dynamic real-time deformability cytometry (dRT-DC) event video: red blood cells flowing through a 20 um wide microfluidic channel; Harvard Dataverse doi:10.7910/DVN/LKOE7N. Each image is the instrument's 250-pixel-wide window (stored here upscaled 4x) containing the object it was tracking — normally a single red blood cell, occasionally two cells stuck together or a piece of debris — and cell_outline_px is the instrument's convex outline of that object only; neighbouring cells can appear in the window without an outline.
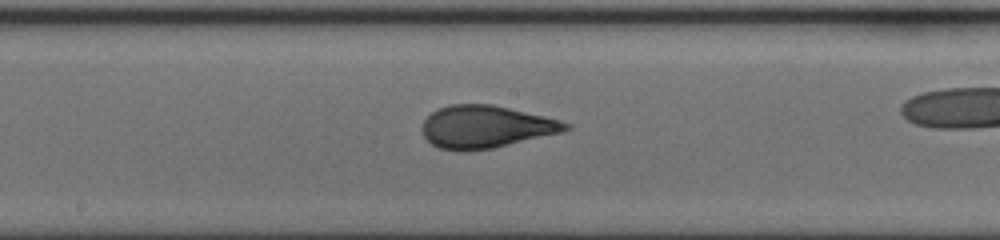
{"species": "human", "species_latin": "Homo sapiens", "temperature_condition": "cold", "stored_images_in_passage": 31, "camera_frame_rate_fps": 3000, "um_per_image_px": 0.085, "donor": {"sex": "female"}, "frame": {"image": 1, "passage_image": 18, "time_ms": 5.667, "image_size_px": [1000, 240], "cell_outline_px": [[572, 128], [560, 132], [492, 148], [464, 152], [440, 148], [432, 144], [424, 136], [420, 128], [424, 120], [436, 108], [448, 104], [492, 104], [544, 116], [560, 120], [572, 124]], "centroid_in_image_um": [41.25, 10.77], "position_along_channel_um": 207.0, "area_um2": 35.49}}
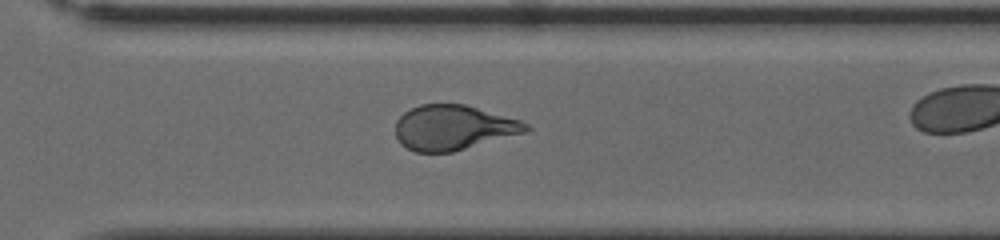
{"frame": {"image": 2, "passage_image": 27, "time_ms": 8.667, "image_size_px": [1000, 240], "cell_outline_px": [[532, 128], [528, 132], [452, 152], [416, 152], [400, 144], [396, 136], [396, 120], [404, 112], [420, 104], [464, 104], [520, 120], [528, 124]], "centroid_in_image_um": [38.55, 10.85], "position_along_channel_um": 332.1, "area_um2": 34.16}}